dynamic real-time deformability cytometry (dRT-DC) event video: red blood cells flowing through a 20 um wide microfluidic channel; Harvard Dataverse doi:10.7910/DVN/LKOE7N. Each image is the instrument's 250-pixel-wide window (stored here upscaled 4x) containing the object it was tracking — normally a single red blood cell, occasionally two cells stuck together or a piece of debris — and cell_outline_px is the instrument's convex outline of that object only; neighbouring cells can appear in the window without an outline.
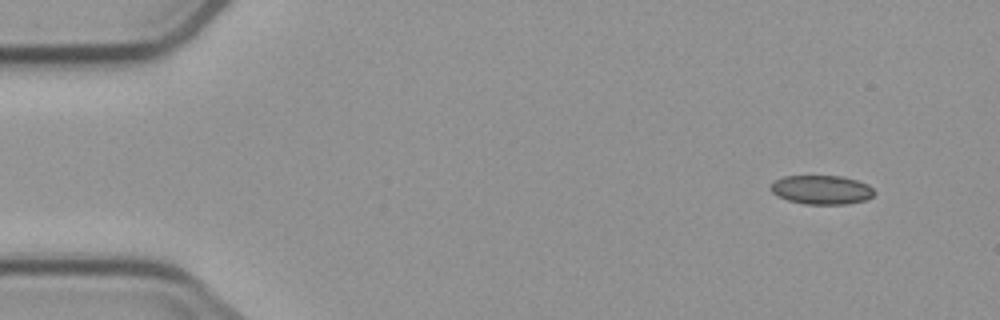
{"species": "common noctule bat (a hibernating species)", "species_latin": "Nyctalus noctula", "temperature_condition": "cold", "stored_images_in_passage": 5, "camera_frame_rate_fps": 3000, "um_per_image_px": 0.085, "animal": {"sex": "male", "body_mass_g": 23.1, "forearm_length_mm": 52.7}, "frame": {"image": 1, "passage_image": 2, "time_ms": 1.0, "image_size_px": [1000, 320], "cell_outline_px": [[876, 192], [872, 196], [864, 200], [848, 204], [804, 204], [788, 200], [776, 196], [772, 192], [772, 180], [784, 176], [844, 176], [868, 184]], "centroid_in_image_um": [69.83, 16.13], "position_along_channel_um": 15.2, "area_um2": 17.57}}
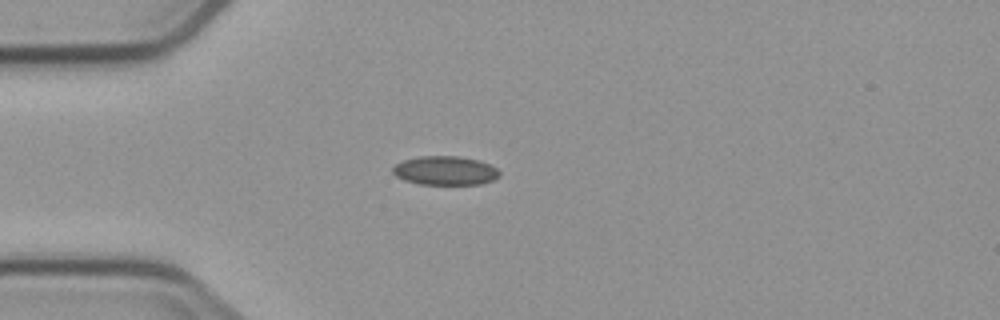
{"frame": {"image": 2, "passage_image": 5, "time_ms": 4.333, "image_size_px": [1000, 320], "cell_outline_px": [[500, 176], [492, 180], [480, 184], [420, 184], [404, 180], [396, 176], [392, 172], [392, 168], [396, 164], [404, 160], [420, 156], [456, 156], [476, 160], [488, 164], [496, 168], [500, 172]], "centroid_in_image_um": [37.82, 14.5], "position_along_channel_um": 47.2, "area_um2": 17.8}}